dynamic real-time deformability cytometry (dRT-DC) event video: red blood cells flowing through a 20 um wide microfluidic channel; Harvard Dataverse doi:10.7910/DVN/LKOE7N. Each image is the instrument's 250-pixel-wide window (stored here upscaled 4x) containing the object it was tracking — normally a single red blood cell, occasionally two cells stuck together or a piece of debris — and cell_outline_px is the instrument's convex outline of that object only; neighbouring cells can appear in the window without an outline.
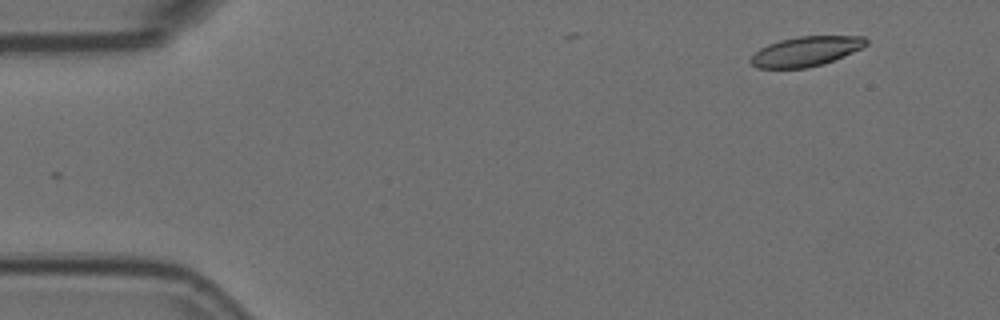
{"species": "Egyptian fruit bat (a non-hibernating species)", "species_latin": "Rousettus aegyptiacus", "temperature_condition": "room temperature", "stored_images_in_passage": 2, "camera_frame_rate_fps": 3000, "um_per_image_px": 0.085, "animal": {"sex": "female"}, "frame": {"image": 1, "passage_image": 2, "time_ms": 0.333, "image_size_px": [1000, 320], "cell_outline_px": [[868, 44], [844, 56], [824, 64], [804, 68], [756, 68], [748, 60], [760, 48], [768, 44], [780, 40], [800, 36], [864, 36], [868, 40]], "centroid_in_image_um": [68.49, 4.36], "position_along_channel_um": 16.5, "area_um2": 19.94}}